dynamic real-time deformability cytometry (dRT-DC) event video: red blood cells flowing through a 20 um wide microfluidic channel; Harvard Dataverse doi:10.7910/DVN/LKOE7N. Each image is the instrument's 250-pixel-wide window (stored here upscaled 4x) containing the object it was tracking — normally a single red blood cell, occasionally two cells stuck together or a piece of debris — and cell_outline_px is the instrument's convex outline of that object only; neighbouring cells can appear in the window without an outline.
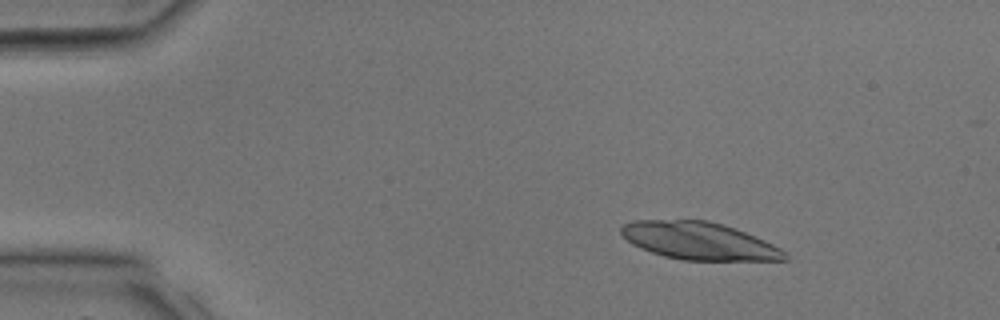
{"species": "common noctule bat (a hibernating species)", "species_latin": "Nyctalus noctula", "temperature_condition": "room temperature", "stored_images_in_passage": 34, "camera_frame_rate_fps": 3000, "um_per_image_px": 0.085, "animal": {"sex": "male", "body_mass_g": 17.9, "forearm_length_mm": 54.2}, "frame": {"image": 1, "passage_image": 5, "time_ms": 1.333, "image_size_px": [1000, 320], "cell_outline_px": [[788, 260], [680, 260], [664, 256], [640, 248], [632, 244], [620, 232], [620, 228], [624, 224], [632, 220], [708, 220], [724, 224], [736, 228], [764, 240], [780, 248], [788, 256]], "centroid_in_image_um": [59.41, 20.47], "position_along_channel_um": 25.6, "area_um2": 35.72}}